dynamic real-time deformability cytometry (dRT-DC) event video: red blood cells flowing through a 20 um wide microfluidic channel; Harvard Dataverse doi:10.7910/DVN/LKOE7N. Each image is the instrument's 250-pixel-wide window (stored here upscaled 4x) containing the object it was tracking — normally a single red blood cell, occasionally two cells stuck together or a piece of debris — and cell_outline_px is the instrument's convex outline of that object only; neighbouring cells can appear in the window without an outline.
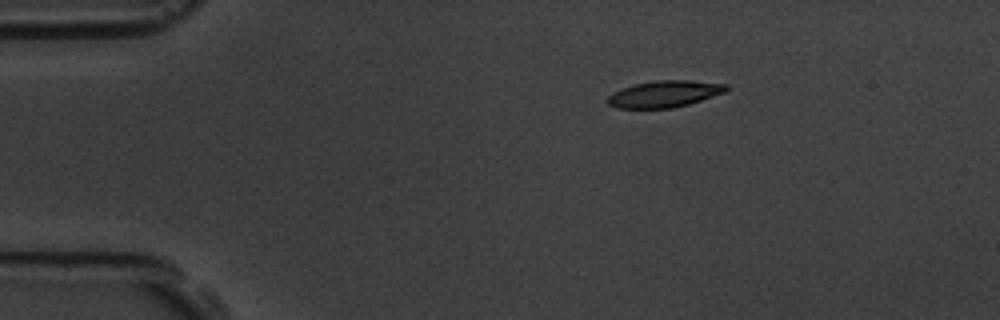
{"species": "common noctule bat (a hibernating species)", "species_latin": "Nyctalus noctula", "temperature_condition": "room temperature", "stored_images_in_passage": 3, "camera_frame_rate_fps": 3000, "um_per_image_px": 0.085, "animal": {"sex": "male", "body_mass_g": 19.5, "forearm_length_mm": 54.6}, "frame": {"image": 1, "passage_image": 1, "time_ms": 0.0, "image_size_px": [1000, 320], "cell_outline_px": [[728, 92], [688, 104], [672, 108], [616, 108], [608, 104], [608, 96], [612, 92], [620, 88], [636, 84], [656, 80], [692, 80], [728, 84]], "centroid_in_image_um": [56.51, 7.98], "position_along_channel_um": 28.5, "area_um2": 18.55}}